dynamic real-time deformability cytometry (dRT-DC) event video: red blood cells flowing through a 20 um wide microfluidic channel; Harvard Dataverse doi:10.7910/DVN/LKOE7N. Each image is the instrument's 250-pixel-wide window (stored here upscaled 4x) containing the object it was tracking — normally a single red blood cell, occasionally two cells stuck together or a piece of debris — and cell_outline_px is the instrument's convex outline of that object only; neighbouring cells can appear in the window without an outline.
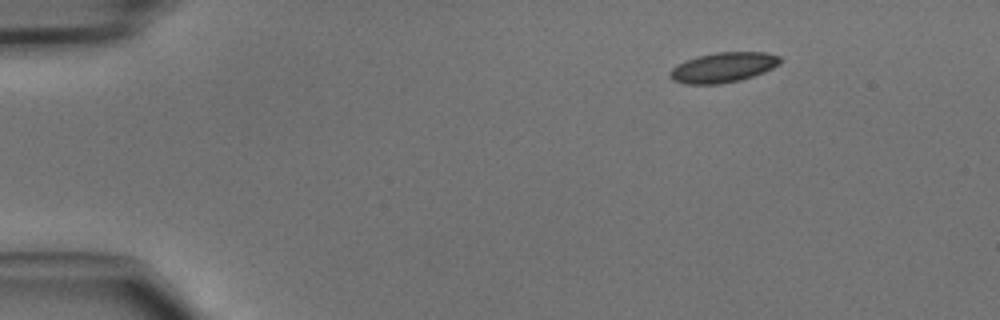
{"species": "common noctule bat (a hibernating species)", "species_latin": "Nyctalus noctula", "temperature_condition": "cold", "stored_images_in_passage": 41, "camera_frame_rate_fps": 3000, "um_per_image_px": 0.085, "animal": {"sex": "male", "body_mass_g": 15.6}, "frame": {"image": 1, "passage_image": 1, "time_ms": 0.0, "image_size_px": [1000, 320], "cell_outline_px": [[784, 60], [780, 64], [764, 72], [740, 80], [720, 84], [684, 84], [672, 80], [668, 76], [668, 72], [676, 64], [684, 60], [696, 56], [716, 52], [768, 52], [780, 56]], "centroid_in_image_um": [61.45, 5.72], "position_along_channel_um": 23.5, "area_um2": 19.65}}
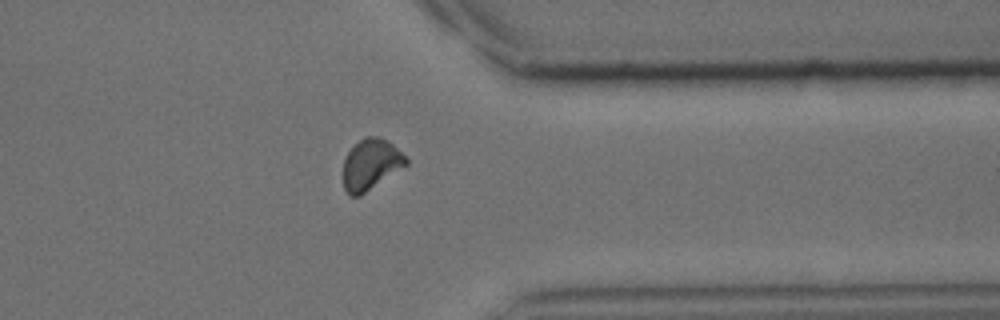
{"frame": {"image": 2, "passage_image": 32, "time_ms": 10.333, "image_size_px": [1000, 320], "cell_outline_px": [[408, 164], [360, 196], [352, 196], [344, 188], [344, 160], [348, 152], [364, 136], [380, 136], [388, 140], [408, 160]], "centroid_in_image_um": [31.52, 13.96], "position_along_channel_um": 379.9, "area_um2": 18.32}}
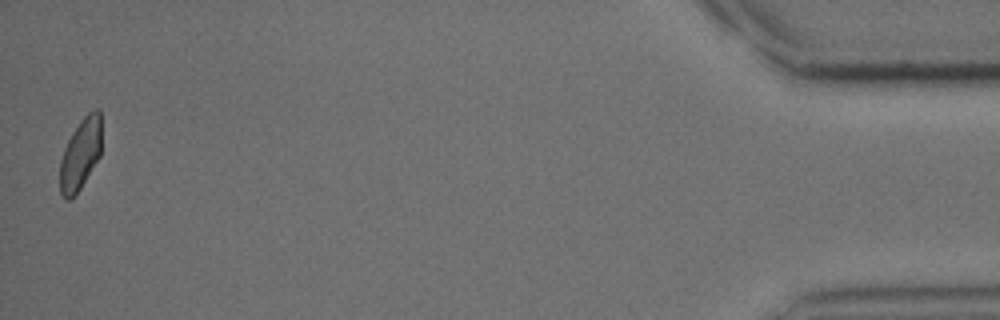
{"frame": {"image": 3, "passage_image": 41, "time_ms": 13.333, "image_size_px": [1000, 320], "cell_outline_px": [[100, 156], [80, 188], [72, 200], [64, 200], [60, 192], [60, 160], [64, 148], [72, 132], [80, 120], [88, 112], [96, 108], [100, 108]], "centroid_in_image_um": [6.82, 13.11], "position_along_channel_um": 428.4, "area_um2": 17.28}}